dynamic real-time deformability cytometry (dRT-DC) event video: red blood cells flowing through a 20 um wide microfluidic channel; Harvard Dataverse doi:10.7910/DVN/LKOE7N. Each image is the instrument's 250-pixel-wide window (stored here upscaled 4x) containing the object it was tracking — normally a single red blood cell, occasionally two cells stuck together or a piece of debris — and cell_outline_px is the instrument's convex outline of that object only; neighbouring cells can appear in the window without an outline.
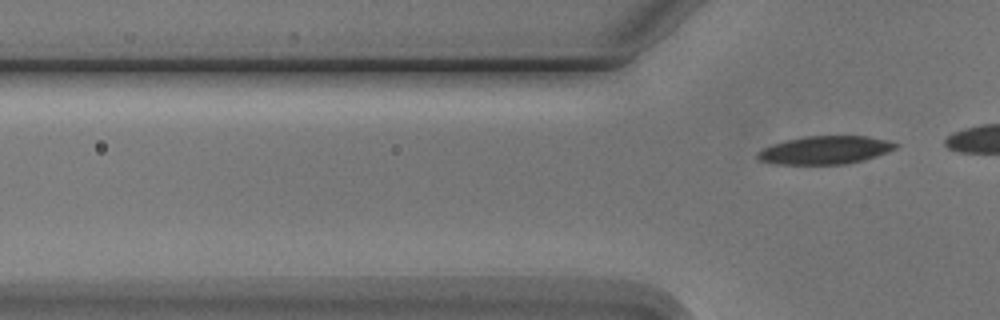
{"species": "Egyptian fruit bat (a non-hibernating species)", "species_latin": "Rousettus aegyptiacus", "temperature_condition": "cold", "stored_images_in_passage": 6, "segment_of_instrument_passage": [2, 2], "camera_frame_rate_fps": 3000, "um_per_image_px": 0.085, "animal": {"sex": "male"}, "frame": {"image": 1, "passage_image": 6, "time_ms": 6.667, "image_size_px": [1000, 320], "cell_outline_px": [[900, 144], [896, 148], [888, 152], [864, 160], [848, 164], [776, 164], [760, 160], [756, 156], [764, 148], [788, 140], [804, 136], [864, 136], [888, 140]], "centroid_in_image_um": [70.21, 12.76], "position_along_channel_um": 55.6, "area_um2": 22.37}}